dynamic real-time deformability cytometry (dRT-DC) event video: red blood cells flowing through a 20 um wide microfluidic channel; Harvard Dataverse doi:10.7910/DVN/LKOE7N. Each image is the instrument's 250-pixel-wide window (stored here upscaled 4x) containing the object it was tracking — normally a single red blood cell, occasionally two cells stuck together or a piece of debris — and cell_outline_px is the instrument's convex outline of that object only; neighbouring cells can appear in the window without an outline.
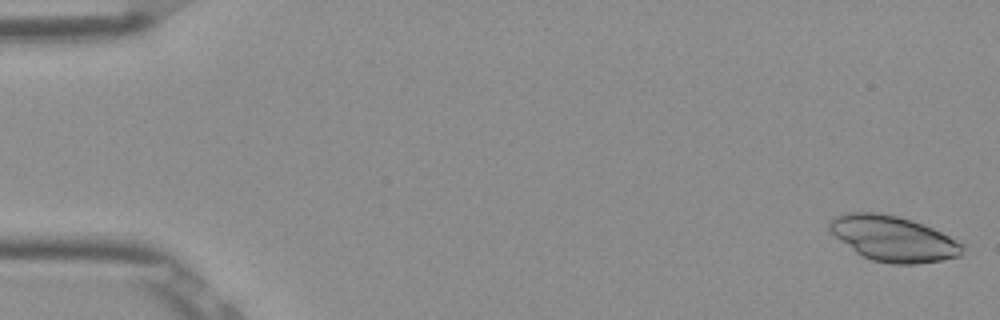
{"species": "Egyptian fruit bat (a non-hibernating species)", "species_latin": "Rousettus aegyptiacus", "temperature_condition": "room temperature", "stored_images_in_passage": 52, "camera_frame_rate_fps": 3000, "um_per_image_px": 0.085, "frame": {"image": 1, "passage_image": 1, "time_ms": 0.0, "image_size_px": [1000, 320], "cell_outline_px": [[964, 248], [960, 256], [944, 260], [916, 264], [892, 264], [872, 260], [856, 252], [836, 236], [828, 228], [828, 220], [832, 216], [848, 212], [880, 212], [912, 220], [932, 228], [964, 244]], "centroid_in_image_um": [75.92, 20.27], "position_along_channel_um": 9.1, "area_um2": 35.08}}